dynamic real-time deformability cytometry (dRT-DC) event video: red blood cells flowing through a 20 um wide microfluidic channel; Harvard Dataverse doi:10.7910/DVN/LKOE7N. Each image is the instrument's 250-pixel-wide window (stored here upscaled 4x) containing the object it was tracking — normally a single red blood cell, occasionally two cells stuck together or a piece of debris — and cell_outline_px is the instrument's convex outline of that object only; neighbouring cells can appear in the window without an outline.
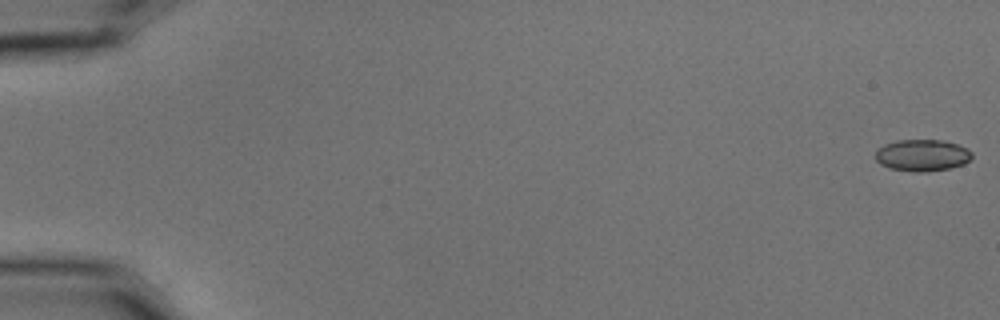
{"species": "common noctule bat (a hibernating species)", "species_latin": "Nyctalus noctula", "temperature_condition": "cold", "stored_images_in_passage": 5, "camera_frame_rate_fps": 3000, "um_per_image_px": 0.085, "animal": {"sex": "male", "body_mass_g": 15.6}, "frame": {"image": 1, "passage_image": 1, "time_ms": 0.0, "image_size_px": [1000, 320], "cell_outline_px": [[972, 156], [964, 164], [952, 168], [924, 172], [912, 172], [892, 168], [880, 164], [876, 160], [876, 152], [884, 144], [896, 140], [944, 140], [968, 148], [972, 152]], "centroid_in_image_um": [78.41, 13.2], "position_along_channel_um": 6.6, "area_um2": 17.86}}
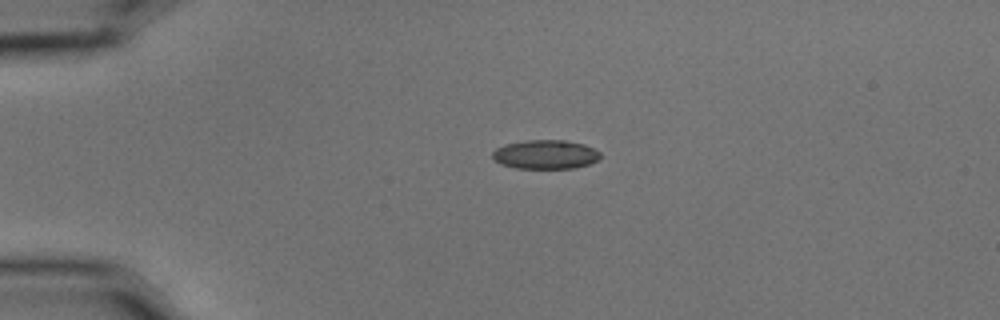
{"frame": {"image": 2, "passage_image": 4, "time_ms": 1.0, "image_size_px": [1000, 320], "cell_outline_px": [[600, 160], [576, 168], [516, 168], [500, 164], [492, 160], [492, 152], [496, 148], [504, 144], [524, 140], [564, 140], [584, 144], [600, 152]], "centroid_in_image_um": [46.33, 13.13], "position_along_channel_um": 38.7, "area_um2": 18.44}}